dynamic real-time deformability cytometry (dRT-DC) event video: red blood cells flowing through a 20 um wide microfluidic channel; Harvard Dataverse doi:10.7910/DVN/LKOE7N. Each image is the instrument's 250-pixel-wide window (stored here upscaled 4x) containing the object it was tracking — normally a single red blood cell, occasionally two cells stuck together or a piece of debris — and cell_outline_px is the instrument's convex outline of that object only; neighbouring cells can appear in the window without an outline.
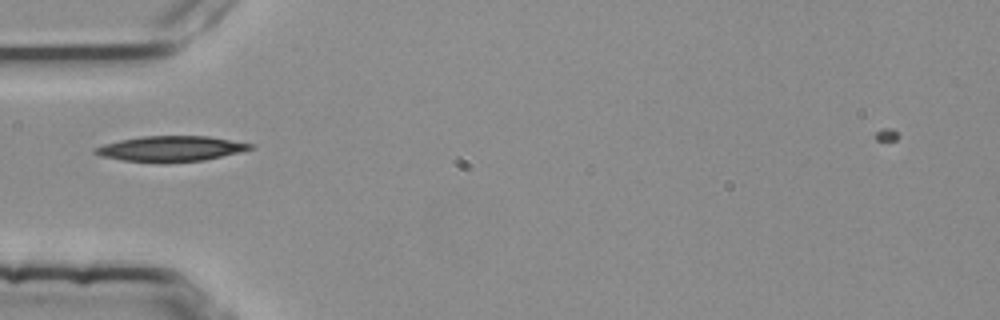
{"species": "common noctule bat (a hibernating species)", "species_latin": "Nyctalus noctula", "temperature_condition": "room temperature", "stored_images_in_passage": 39, "camera_frame_rate_fps": 3000, "um_per_image_px": 0.085, "animal": {"sex": "female", "body_mass_g": 25.1}, "frame": {"image": 1, "passage_image": 3, "time_ms": 0.667, "image_size_px": [1000, 320], "cell_outline_px": [[256, 148], [240, 152], [204, 160], [124, 160], [100, 156], [92, 152], [92, 148], [104, 144], [120, 140], [140, 136], [208, 136], [256, 144]], "centroid_in_image_um": [14.56, 12.59], "position_along_channel_um": 70.4, "area_um2": 22.31}}
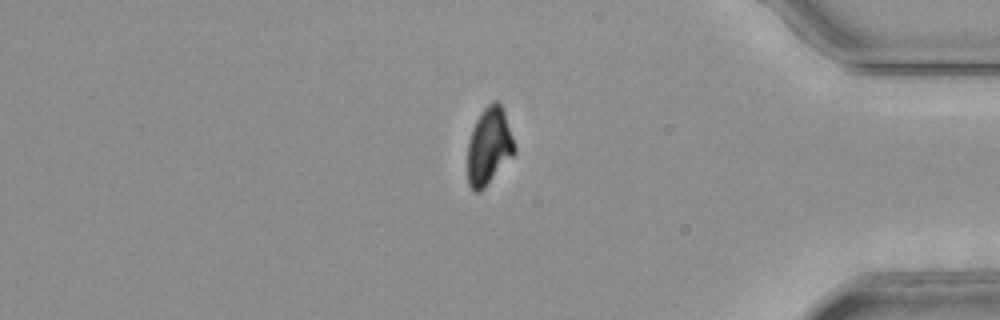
{"frame": {"image": 2, "passage_image": 31, "time_ms": 10.0, "image_size_px": [1000, 320], "cell_outline_px": [[516, 152], [484, 188], [480, 192], [472, 192], [468, 184], [468, 144], [472, 128], [480, 112], [492, 100], [500, 100], [516, 148]], "centroid_in_image_um": [41.56, 12.42], "position_along_channel_um": 393.6, "area_um2": 21.15}}
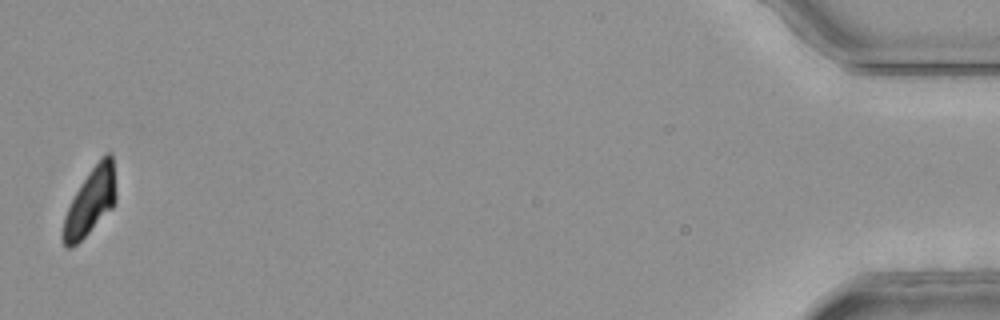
{"frame": {"image": 3, "passage_image": 39, "time_ms": 12.667, "image_size_px": [1000, 320], "cell_outline_px": [[116, 200], [112, 208], [72, 248], [68, 248], [60, 240], [60, 236], [64, 216], [76, 192], [100, 156], [104, 152], [112, 152], [116, 192]], "centroid_in_image_um": [7.67, 17.13], "position_along_channel_um": 427.5, "area_um2": 20.46}, "authors_computed_cell_mechanics": {"area_um2": 22.1952, "velocity_mm_per_s": 3.7848, "shape_relaxation_time_tau1_ms": 6.0972, "shape_relaxation_time_tau2_ms": null, "deformation_change_tau1": 0.1799, "deformation_change_tau2": null}}